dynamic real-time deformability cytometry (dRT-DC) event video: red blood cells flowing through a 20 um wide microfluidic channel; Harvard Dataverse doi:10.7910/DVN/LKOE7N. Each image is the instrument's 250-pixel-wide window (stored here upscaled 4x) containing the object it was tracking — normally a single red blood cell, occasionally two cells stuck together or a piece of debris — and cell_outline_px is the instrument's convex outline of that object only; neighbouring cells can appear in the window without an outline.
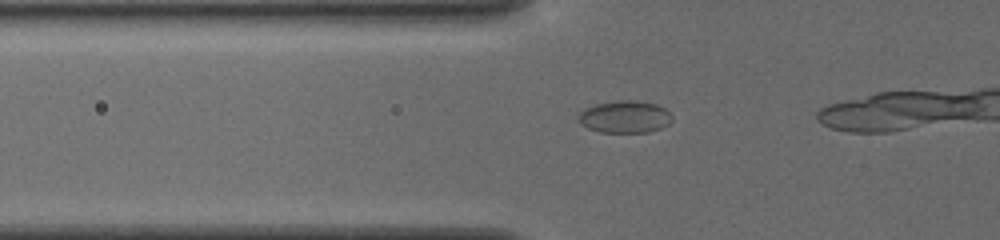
{"species": "common noctule bat (a hibernating species)", "species_latin": "Nyctalus noctula", "temperature_condition": "cold", "stored_images_in_passage": 13, "camera_frame_rate_fps": 3000, "um_per_image_px": 0.085, "animal": {"sex": "female", "body_mass_g": 19.5, "forearm_length_mm": 54.1}, "frame": {"image": 1, "passage_image": 8, "time_ms": 2.333, "image_size_px": [1000, 240], "cell_outline_px": [[672, 120], [668, 124], [660, 128], [648, 132], [600, 132], [588, 128], [580, 124], [576, 120], [576, 116], [584, 108], [596, 104], [616, 100], [636, 100], [656, 104], [664, 108], [672, 116]], "centroid_in_image_um": [53.06, 9.92], "position_along_channel_um": 72.7, "area_um2": 17.74}}
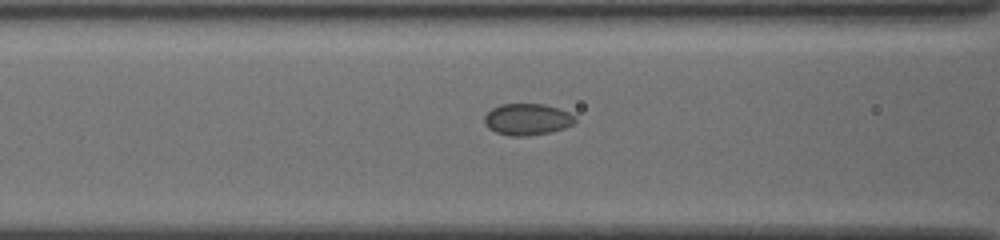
{"frame": {"image": 2, "passage_image": 11, "time_ms": 3.333, "image_size_px": [1000, 240], "cell_outline_px": [[576, 120], [572, 124], [564, 128], [548, 132], [528, 136], [512, 136], [496, 132], [488, 128], [484, 124], [484, 116], [492, 108], [500, 104], [544, 104], [568, 112], [576, 116]], "centroid_in_image_um": [44.79, 10.14], "position_along_channel_um": 121.8, "area_um2": 16.59}}